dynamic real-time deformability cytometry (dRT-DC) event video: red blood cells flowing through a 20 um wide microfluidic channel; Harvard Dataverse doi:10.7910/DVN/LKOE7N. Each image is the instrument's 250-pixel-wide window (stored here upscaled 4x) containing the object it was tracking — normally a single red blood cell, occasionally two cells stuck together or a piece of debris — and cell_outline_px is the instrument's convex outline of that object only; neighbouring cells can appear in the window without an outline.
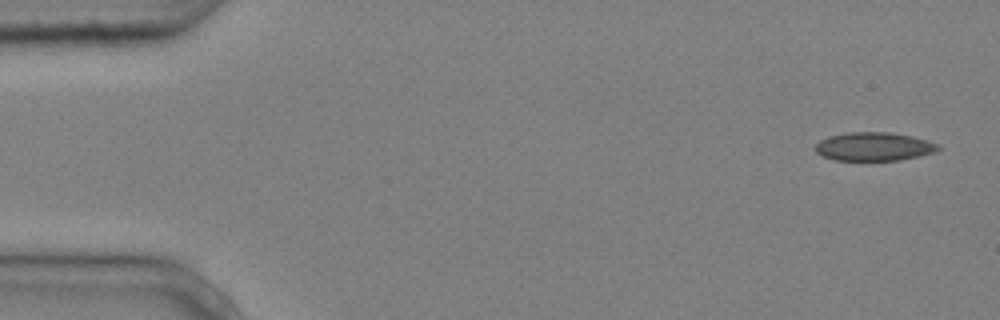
{"species": "common noctule bat (a hibernating species)", "species_latin": "Nyctalus noctula", "temperature_condition": "cold", "stored_images_in_passage": 4, "camera_frame_rate_fps": 3000, "um_per_image_px": 0.085, "animal": {"sex": "male", "body_mass_g": 20.4}, "frame": {"image": 1, "passage_image": 1, "time_ms": 0.0, "image_size_px": [1000, 320], "cell_outline_px": [[940, 148], [936, 152], [920, 156], [900, 160], [836, 160], [824, 156], [816, 152], [816, 144], [820, 140], [828, 136], [848, 132], [888, 132], [912, 136], [928, 140], [940, 144]], "centroid_in_image_um": [74.33, 12.45], "position_along_channel_um": 10.7, "area_um2": 20.46}}
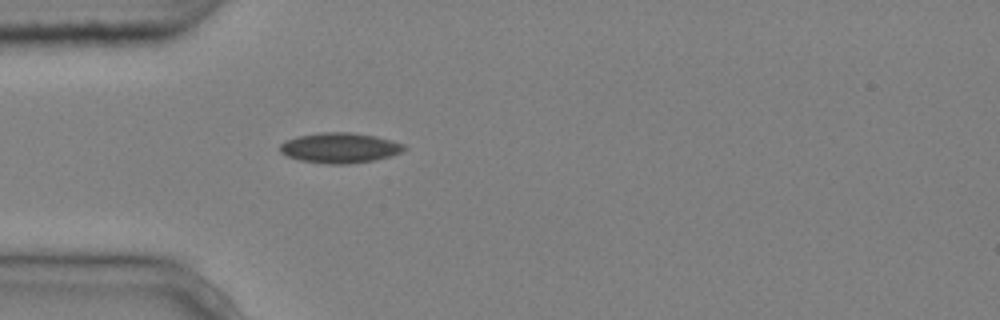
{"frame": {"image": 2, "passage_image": 4, "time_ms": 1.0, "image_size_px": [1000, 320], "cell_outline_px": [[408, 148], [392, 156], [372, 160], [348, 164], [328, 164], [300, 160], [288, 156], [280, 152], [280, 144], [284, 140], [296, 136], [324, 132], [352, 132], [376, 136], [392, 140], [404, 144]], "centroid_in_image_um": [28.89, 12.56], "position_along_channel_um": 56.1, "area_um2": 21.96}}